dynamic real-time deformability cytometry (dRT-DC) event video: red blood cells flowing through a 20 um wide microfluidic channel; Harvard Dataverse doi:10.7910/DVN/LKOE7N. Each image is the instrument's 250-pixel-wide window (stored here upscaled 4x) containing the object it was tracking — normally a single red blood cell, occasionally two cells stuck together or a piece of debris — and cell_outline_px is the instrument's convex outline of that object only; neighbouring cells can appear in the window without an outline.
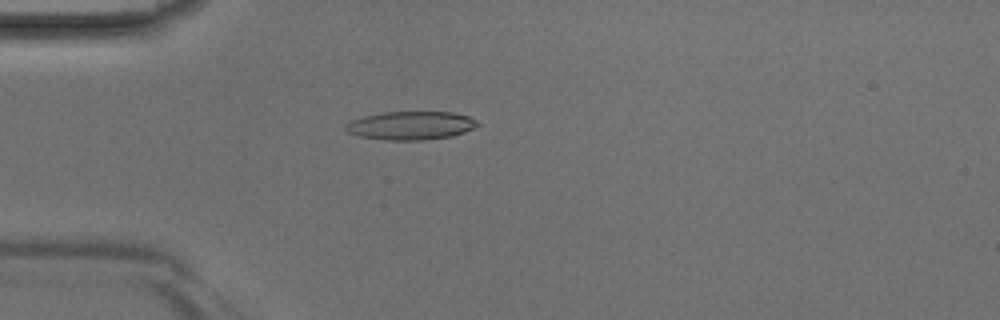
{"species": "Egyptian fruit bat (a non-hibernating species)", "species_latin": "Rousettus aegyptiacus", "temperature_condition": "room temperature", "stored_images_in_passage": 44, "camera_frame_rate_fps": 3000, "um_per_image_px": 0.085, "animal": {"sex": "male"}, "frame": {"image": 1, "passage_image": 12, "time_ms": 3.667, "image_size_px": [1000, 320], "cell_outline_px": [[480, 124], [464, 132], [452, 136], [424, 140], [384, 140], [356, 136], [348, 132], [344, 128], [344, 124], [352, 120], [364, 116], [384, 112], [452, 112], [468, 116], [476, 120]], "centroid_in_image_um": [34.88, 10.67], "position_along_channel_um": 50.1, "area_um2": 21.91}}
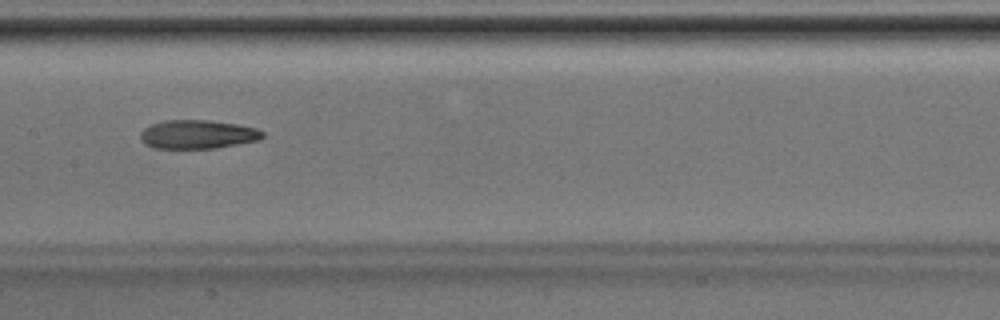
{"frame": {"image": 2, "passage_image": 22, "time_ms": 7.0, "image_size_px": [1000, 320], "cell_outline_px": [[264, 136], [260, 140], [216, 148], [152, 148], [144, 144], [140, 140], [140, 132], [144, 128], [152, 124], [164, 120], [208, 120], [236, 124], [256, 128], [264, 132]], "centroid_in_image_um": [16.78, 11.42], "position_along_channel_um": 190.6, "area_um2": 20.58}}
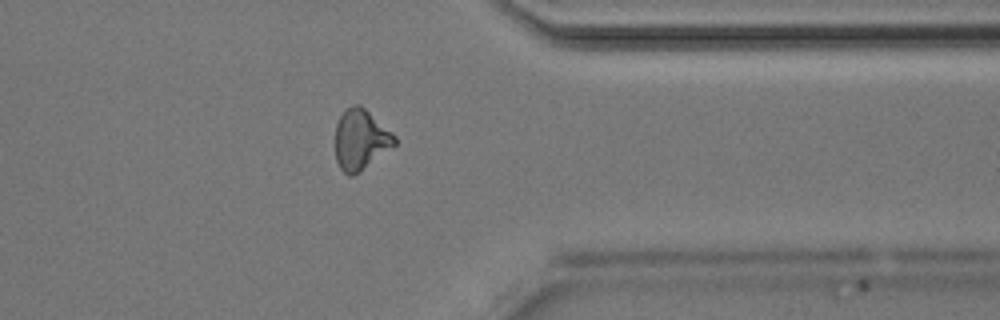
{"frame": {"image": 3, "passage_image": 35, "time_ms": 11.333, "image_size_px": [1000, 320], "cell_outline_px": [[396, 144], [352, 176], [348, 176], [340, 168], [336, 160], [336, 124], [340, 116], [348, 108], [356, 104], [360, 104], [396, 136]], "centroid_in_image_um": [30.64, 11.86], "position_along_channel_um": 380.8, "area_um2": 20.35}}